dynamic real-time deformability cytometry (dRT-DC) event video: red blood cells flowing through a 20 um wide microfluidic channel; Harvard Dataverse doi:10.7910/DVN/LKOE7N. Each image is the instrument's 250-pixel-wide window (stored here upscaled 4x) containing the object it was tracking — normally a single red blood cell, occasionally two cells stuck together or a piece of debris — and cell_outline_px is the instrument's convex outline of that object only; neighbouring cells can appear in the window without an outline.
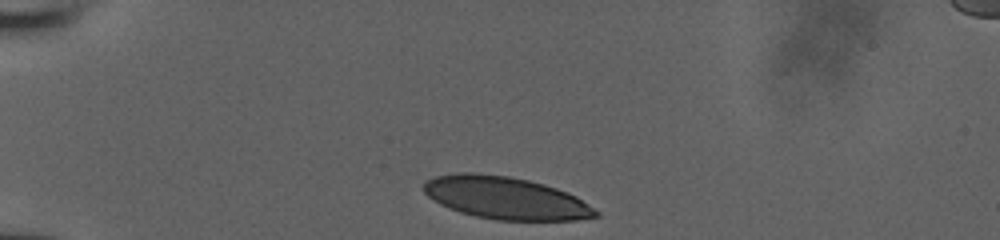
{"species": "human", "species_latin": "Homo sapiens", "temperature_condition": "room temperature", "stored_images_in_passage": 31, "camera_frame_rate_fps": 3000, "um_per_image_px": 0.085, "donor": {"sex": "male"}, "frame": {"image": 1, "passage_image": 1, "time_ms": 0.0, "image_size_px": [1000, 240], "cell_outline_px": [[600, 216], [576, 220], [496, 220], [476, 216], [460, 212], [448, 208], [432, 200], [424, 192], [424, 180], [436, 176], [456, 172], [472, 172], [508, 176], [528, 180], [544, 184], [568, 192], [576, 196], [600, 212]], "centroid_in_image_um": [42.97, 16.82], "position_along_channel_um": 42.0, "area_um2": 42.66}}
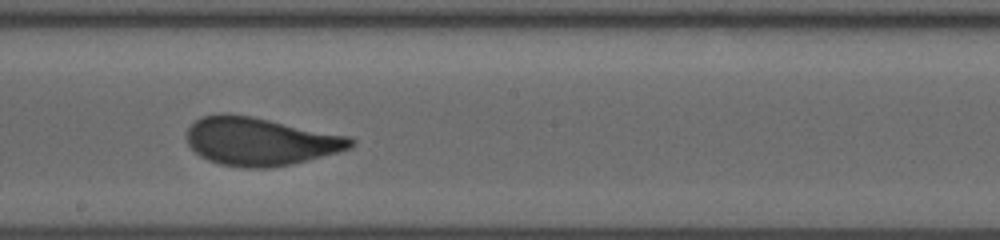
{"frame": {"image": 2, "passage_image": 18, "time_ms": 5.667, "image_size_px": [1000, 240], "cell_outline_px": [[356, 144], [352, 148], [340, 152], [292, 164], [272, 168], [244, 168], [220, 164], [208, 160], [200, 156], [188, 144], [184, 136], [188, 128], [196, 120], [204, 116], [224, 112], [228, 112], [252, 116], [352, 136], [356, 140]], "centroid_in_image_um": [22.16, 12.01], "position_along_channel_um": 226.0, "area_um2": 46.7}}
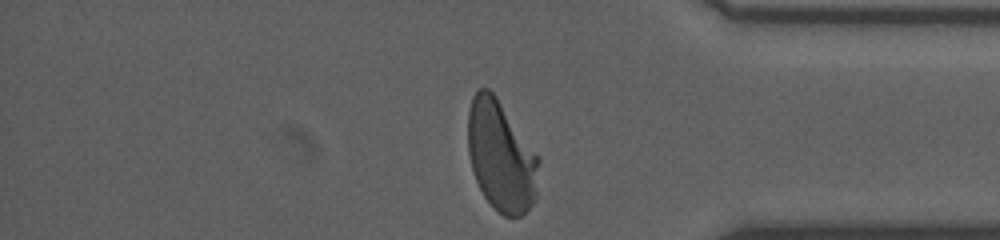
{"frame": {"image": 3, "passage_image": 31, "time_ms": 10.0, "image_size_px": [1000, 240], "cell_outline_px": [[540, 160], [536, 200], [520, 216], [504, 216], [484, 196], [472, 172], [468, 152], [468, 108], [472, 96], [480, 88], [488, 88], [496, 96], [540, 156]], "centroid_in_image_um": [42.6, 13.25], "position_along_channel_um": 392.6, "area_um2": 45.89}}